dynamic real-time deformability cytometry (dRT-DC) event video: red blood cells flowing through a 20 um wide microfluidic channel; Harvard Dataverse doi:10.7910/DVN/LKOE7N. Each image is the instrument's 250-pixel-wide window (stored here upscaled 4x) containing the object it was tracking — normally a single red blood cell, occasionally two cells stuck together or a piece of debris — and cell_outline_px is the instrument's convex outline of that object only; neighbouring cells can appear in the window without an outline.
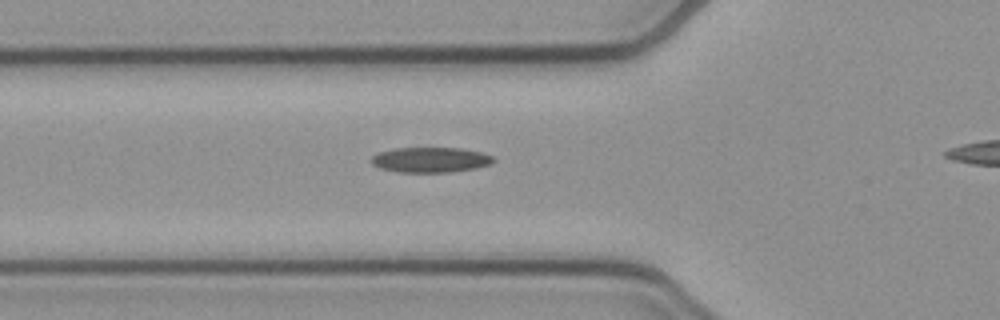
{"species": "common noctule bat (a hibernating species)", "species_latin": "Nyctalus noctula", "temperature_condition": "cold", "stored_images_in_passage": 27, "camera_frame_rate_fps": 3000, "um_per_image_px": 0.085, "animal": {"sex": "female", "body_mass_g": 21.9}, "frame": {"image": 1, "passage_image": 2, "time_ms": 0.333, "image_size_px": [1000, 320], "cell_outline_px": [[496, 160], [492, 164], [476, 168], [452, 172], [396, 172], [380, 168], [372, 164], [372, 156], [380, 152], [396, 148], [460, 148], [480, 152], [492, 156]], "centroid_in_image_um": [36.62, 13.59], "position_along_channel_um": 89.2, "area_um2": 17.92}}
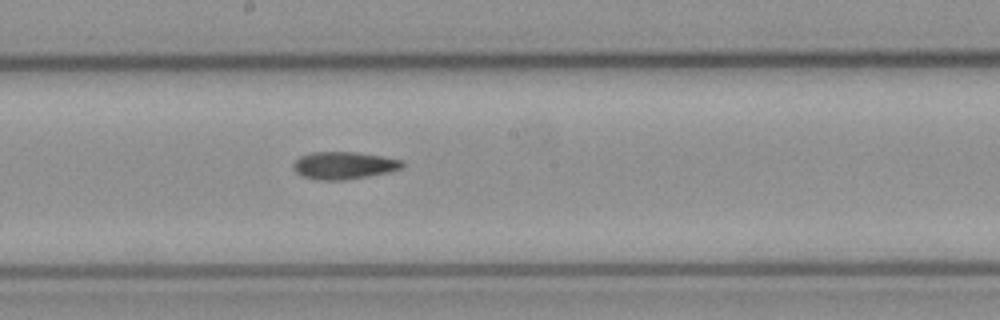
{"frame": {"image": 2, "passage_image": 12, "time_ms": 3.667, "image_size_px": [1000, 320], "cell_outline_px": [[404, 168], [388, 172], [368, 176], [344, 180], [316, 180], [300, 176], [292, 168], [292, 164], [300, 156], [312, 152], [356, 152], [404, 160]], "centroid_in_image_um": [29.21, 14.07], "position_along_channel_um": 219.0, "area_um2": 17.57}}
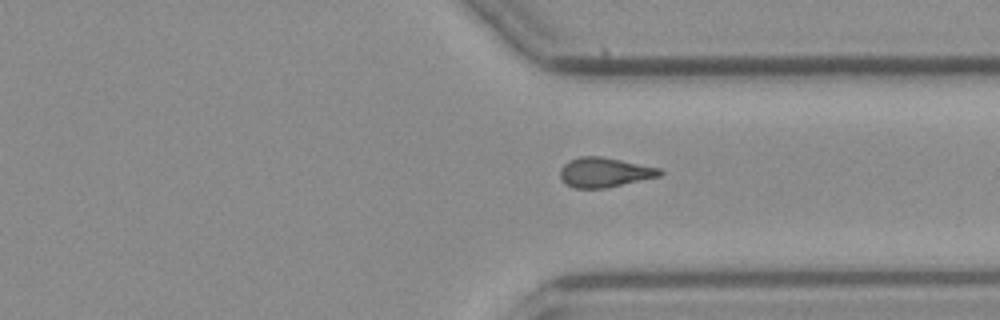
{"frame": {"image": 3, "passage_image": 23, "time_ms": 7.333, "image_size_px": [1000, 320], "cell_outline_px": [[664, 172], [660, 176], [604, 188], [572, 188], [564, 184], [560, 176], [560, 168], [568, 160], [580, 156], [600, 156], [660, 168]], "centroid_in_image_um": [51.34, 14.65], "position_along_channel_um": 360.1, "area_um2": 17.22}}